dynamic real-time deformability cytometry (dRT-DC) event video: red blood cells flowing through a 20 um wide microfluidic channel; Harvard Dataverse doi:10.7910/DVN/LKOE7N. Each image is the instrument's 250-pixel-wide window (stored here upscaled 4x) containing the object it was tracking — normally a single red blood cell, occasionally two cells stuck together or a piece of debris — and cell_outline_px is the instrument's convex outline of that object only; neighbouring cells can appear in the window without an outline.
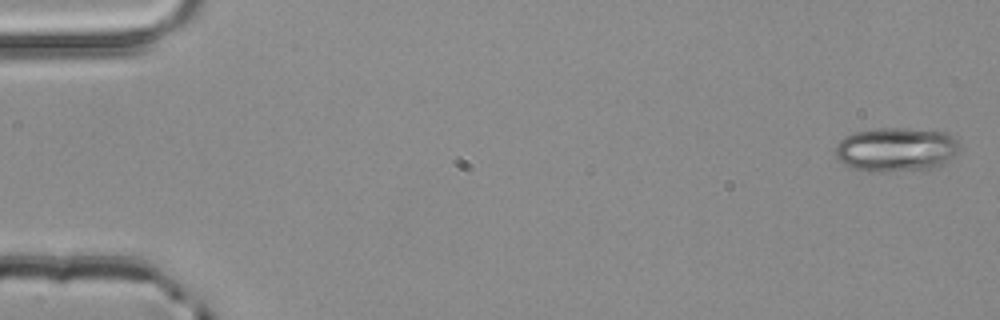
{"species": "common noctule bat (a hibernating species)", "species_latin": "Nyctalus noctula", "temperature_condition": "room temperature", "stored_images_in_passage": 4, "camera_frame_rate_fps": 3000, "um_per_image_px": 0.085, "animal": {"sex": "male", "body_mass_g": 20.4}, "frame": {"image": 1, "passage_image": 1, "time_ms": 0.0, "image_size_px": [1000, 320], "cell_outline_px": [[960, 144], [956, 152], [940, 168], [884, 172], [868, 172], [852, 168], [840, 160], [836, 156], [836, 144], [844, 136], [856, 132], [876, 128], [908, 128], [944, 132], [952, 136]], "centroid_in_image_um": [76.17, 12.72], "position_along_channel_um": 8.8, "area_um2": 32.14}}